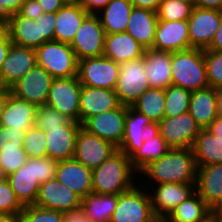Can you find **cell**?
<instances>
[{"instance_id": "obj_1", "label": "cell", "mask_w": 222, "mask_h": 222, "mask_svg": "<svg viewBox=\"0 0 222 222\" xmlns=\"http://www.w3.org/2000/svg\"><path fill=\"white\" fill-rule=\"evenodd\" d=\"M163 183H196L197 166L192 148L170 149L164 156L151 162L140 173Z\"/></svg>"}, {"instance_id": "obj_2", "label": "cell", "mask_w": 222, "mask_h": 222, "mask_svg": "<svg viewBox=\"0 0 222 222\" xmlns=\"http://www.w3.org/2000/svg\"><path fill=\"white\" fill-rule=\"evenodd\" d=\"M138 173L130 158L116 150L100 166L92 170V189L97 194L120 195L136 185L134 175ZM133 175V176H132Z\"/></svg>"}, {"instance_id": "obj_3", "label": "cell", "mask_w": 222, "mask_h": 222, "mask_svg": "<svg viewBox=\"0 0 222 222\" xmlns=\"http://www.w3.org/2000/svg\"><path fill=\"white\" fill-rule=\"evenodd\" d=\"M172 85L189 91L209 87L204 50L190 48L172 52Z\"/></svg>"}, {"instance_id": "obj_4", "label": "cell", "mask_w": 222, "mask_h": 222, "mask_svg": "<svg viewBox=\"0 0 222 222\" xmlns=\"http://www.w3.org/2000/svg\"><path fill=\"white\" fill-rule=\"evenodd\" d=\"M36 58L54 79L78 76V60L67 43L47 41L36 49Z\"/></svg>"}, {"instance_id": "obj_5", "label": "cell", "mask_w": 222, "mask_h": 222, "mask_svg": "<svg viewBox=\"0 0 222 222\" xmlns=\"http://www.w3.org/2000/svg\"><path fill=\"white\" fill-rule=\"evenodd\" d=\"M145 184H136L129 191L118 195L116 209L110 222H153L155 216Z\"/></svg>"}, {"instance_id": "obj_6", "label": "cell", "mask_w": 222, "mask_h": 222, "mask_svg": "<svg viewBox=\"0 0 222 222\" xmlns=\"http://www.w3.org/2000/svg\"><path fill=\"white\" fill-rule=\"evenodd\" d=\"M144 68V56L120 64L119 77L114 90L121 105L131 106L143 92L150 88Z\"/></svg>"}, {"instance_id": "obj_7", "label": "cell", "mask_w": 222, "mask_h": 222, "mask_svg": "<svg viewBox=\"0 0 222 222\" xmlns=\"http://www.w3.org/2000/svg\"><path fill=\"white\" fill-rule=\"evenodd\" d=\"M120 72V64L105 56L78 61V78L82 86L114 90Z\"/></svg>"}, {"instance_id": "obj_8", "label": "cell", "mask_w": 222, "mask_h": 222, "mask_svg": "<svg viewBox=\"0 0 222 222\" xmlns=\"http://www.w3.org/2000/svg\"><path fill=\"white\" fill-rule=\"evenodd\" d=\"M81 87L78 76L55 78L45 105L58 110L71 120L79 122Z\"/></svg>"}, {"instance_id": "obj_9", "label": "cell", "mask_w": 222, "mask_h": 222, "mask_svg": "<svg viewBox=\"0 0 222 222\" xmlns=\"http://www.w3.org/2000/svg\"><path fill=\"white\" fill-rule=\"evenodd\" d=\"M105 30L95 14H89L69 44L78 61L103 56Z\"/></svg>"}, {"instance_id": "obj_10", "label": "cell", "mask_w": 222, "mask_h": 222, "mask_svg": "<svg viewBox=\"0 0 222 222\" xmlns=\"http://www.w3.org/2000/svg\"><path fill=\"white\" fill-rule=\"evenodd\" d=\"M158 124L161 137L171 149L192 148L202 129L189 112L164 117Z\"/></svg>"}, {"instance_id": "obj_11", "label": "cell", "mask_w": 222, "mask_h": 222, "mask_svg": "<svg viewBox=\"0 0 222 222\" xmlns=\"http://www.w3.org/2000/svg\"><path fill=\"white\" fill-rule=\"evenodd\" d=\"M159 133V124L152 122L147 116L127 106L123 140L117 148L129 158L141 148L144 141Z\"/></svg>"}, {"instance_id": "obj_12", "label": "cell", "mask_w": 222, "mask_h": 222, "mask_svg": "<svg viewBox=\"0 0 222 222\" xmlns=\"http://www.w3.org/2000/svg\"><path fill=\"white\" fill-rule=\"evenodd\" d=\"M222 11L194 6L188 18V35L191 48L205 50L221 24Z\"/></svg>"}, {"instance_id": "obj_13", "label": "cell", "mask_w": 222, "mask_h": 222, "mask_svg": "<svg viewBox=\"0 0 222 222\" xmlns=\"http://www.w3.org/2000/svg\"><path fill=\"white\" fill-rule=\"evenodd\" d=\"M126 116L127 106L120 105L112 111L91 116L82 127L118 148L123 140Z\"/></svg>"}, {"instance_id": "obj_14", "label": "cell", "mask_w": 222, "mask_h": 222, "mask_svg": "<svg viewBox=\"0 0 222 222\" xmlns=\"http://www.w3.org/2000/svg\"><path fill=\"white\" fill-rule=\"evenodd\" d=\"M53 79L43 67L35 65L10 90L18 98L39 107L46 104Z\"/></svg>"}, {"instance_id": "obj_15", "label": "cell", "mask_w": 222, "mask_h": 222, "mask_svg": "<svg viewBox=\"0 0 222 222\" xmlns=\"http://www.w3.org/2000/svg\"><path fill=\"white\" fill-rule=\"evenodd\" d=\"M117 150L112 143L89 133L82 126L78 130L74 159L93 170Z\"/></svg>"}, {"instance_id": "obj_16", "label": "cell", "mask_w": 222, "mask_h": 222, "mask_svg": "<svg viewBox=\"0 0 222 222\" xmlns=\"http://www.w3.org/2000/svg\"><path fill=\"white\" fill-rule=\"evenodd\" d=\"M82 198L56 178L41 183L36 206L66 213L81 207Z\"/></svg>"}, {"instance_id": "obj_17", "label": "cell", "mask_w": 222, "mask_h": 222, "mask_svg": "<svg viewBox=\"0 0 222 222\" xmlns=\"http://www.w3.org/2000/svg\"><path fill=\"white\" fill-rule=\"evenodd\" d=\"M196 183H163L157 184L154 191H148L153 212L156 217H167L183 201L192 196Z\"/></svg>"}, {"instance_id": "obj_18", "label": "cell", "mask_w": 222, "mask_h": 222, "mask_svg": "<svg viewBox=\"0 0 222 222\" xmlns=\"http://www.w3.org/2000/svg\"><path fill=\"white\" fill-rule=\"evenodd\" d=\"M35 65V49L12 44L0 71V86L10 89Z\"/></svg>"}, {"instance_id": "obj_19", "label": "cell", "mask_w": 222, "mask_h": 222, "mask_svg": "<svg viewBox=\"0 0 222 222\" xmlns=\"http://www.w3.org/2000/svg\"><path fill=\"white\" fill-rule=\"evenodd\" d=\"M195 191L211 210H222V163L197 168Z\"/></svg>"}, {"instance_id": "obj_20", "label": "cell", "mask_w": 222, "mask_h": 222, "mask_svg": "<svg viewBox=\"0 0 222 222\" xmlns=\"http://www.w3.org/2000/svg\"><path fill=\"white\" fill-rule=\"evenodd\" d=\"M120 105L115 90L82 86L79 123L82 125L91 116L112 111Z\"/></svg>"}, {"instance_id": "obj_21", "label": "cell", "mask_w": 222, "mask_h": 222, "mask_svg": "<svg viewBox=\"0 0 222 222\" xmlns=\"http://www.w3.org/2000/svg\"><path fill=\"white\" fill-rule=\"evenodd\" d=\"M82 125L71 120L60 128L48 129L46 135L47 156L53 160L72 159L75 154L78 130Z\"/></svg>"}, {"instance_id": "obj_22", "label": "cell", "mask_w": 222, "mask_h": 222, "mask_svg": "<svg viewBox=\"0 0 222 222\" xmlns=\"http://www.w3.org/2000/svg\"><path fill=\"white\" fill-rule=\"evenodd\" d=\"M152 48L171 53L190 49L187 20H158Z\"/></svg>"}, {"instance_id": "obj_23", "label": "cell", "mask_w": 222, "mask_h": 222, "mask_svg": "<svg viewBox=\"0 0 222 222\" xmlns=\"http://www.w3.org/2000/svg\"><path fill=\"white\" fill-rule=\"evenodd\" d=\"M55 178L82 199L93 192L92 170L74 158L58 161Z\"/></svg>"}, {"instance_id": "obj_24", "label": "cell", "mask_w": 222, "mask_h": 222, "mask_svg": "<svg viewBox=\"0 0 222 222\" xmlns=\"http://www.w3.org/2000/svg\"><path fill=\"white\" fill-rule=\"evenodd\" d=\"M145 75L151 88L166 89L172 85V53L147 48L144 52Z\"/></svg>"}, {"instance_id": "obj_25", "label": "cell", "mask_w": 222, "mask_h": 222, "mask_svg": "<svg viewBox=\"0 0 222 222\" xmlns=\"http://www.w3.org/2000/svg\"><path fill=\"white\" fill-rule=\"evenodd\" d=\"M7 180L23 207L35 204L40 183L35 178L34 158H27L26 163L9 174Z\"/></svg>"}, {"instance_id": "obj_26", "label": "cell", "mask_w": 222, "mask_h": 222, "mask_svg": "<svg viewBox=\"0 0 222 222\" xmlns=\"http://www.w3.org/2000/svg\"><path fill=\"white\" fill-rule=\"evenodd\" d=\"M145 48L127 32L106 34L103 56L124 63L144 56Z\"/></svg>"}, {"instance_id": "obj_27", "label": "cell", "mask_w": 222, "mask_h": 222, "mask_svg": "<svg viewBox=\"0 0 222 222\" xmlns=\"http://www.w3.org/2000/svg\"><path fill=\"white\" fill-rule=\"evenodd\" d=\"M36 106L10 93L0 125L27 131L35 125Z\"/></svg>"}, {"instance_id": "obj_28", "label": "cell", "mask_w": 222, "mask_h": 222, "mask_svg": "<svg viewBox=\"0 0 222 222\" xmlns=\"http://www.w3.org/2000/svg\"><path fill=\"white\" fill-rule=\"evenodd\" d=\"M157 12L133 7L126 32L145 49L152 48L157 29Z\"/></svg>"}, {"instance_id": "obj_29", "label": "cell", "mask_w": 222, "mask_h": 222, "mask_svg": "<svg viewBox=\"0 0 222 222\" xmlns=\"http://www.w3.org/2000/svg\"><path fill=\"white\" fill-rule=\"evenodd\" d=\"M9 24V36L14 45L37 49L42 45L40 17L31 19L14 14Z\"/></svg>"}, {"instance_id": "obj_30", "label": "cell", "mask_w": 222, "mask_h": 222, "mask_svg": "<svg viewBox=\"0 0 222 222\" xmlns=\"http://www.w3.org/2000/svg\"><path fill=\"white\" fill-rule=\"evenodd\" d=\"M88 15L81 5H64L56 12L54 40L70 44Z\"/></svg>"}, {"instance_id": "obj_31", "label": "cell", "mask_w": 222, "mask_h": 222, "mask_svg": "<svg viewBox=\"0 0 222 222\" xmlns=\"http://www.w3.org/2000/svg\"><path fill=\"white\" fill-rule=\"evenodd\" d=\"M217 89L207 87L191 91L189 113L201 128H207L217 117Z\"/></svg>"}, {"instance_id": "obj_32", "label": "cell", "mask_w": 222, "mask_h": 222, "mask_svg": "<svg viewBox=\"0 0 222 222\" xmlns=\"http://www.w3.org/2000/svg\"><path fill=\"white\" fill-rule=\"evenodd\" d=\"M197 168L222 163V139L202 128L192 147Z\"/></svg>"}, {"instance_id": "obj_33", "label": "cell", "mask_w": 222, "mask_h": 222, "mask_svg": "<svg viewBox=\"0 0 222 222\" xmlns=\"http://www.w3.org/2000/svg\"><path fill=\"white\" fill-rule=\"evenodd\" d=\"M133 7L130 0H111L104 9L98 12L97 16L105 33L126 32Z\"/></svg>"}, {"instance_id": "obj_34", "label": "cell", "mask_w": 222, "mask_h": 222, "mask_svg": "<svg viewBox=\"0 0 222 222\" xmlns=\"http://www.w3.org/2000/svg\"><path fill=\"white\" fill-rule=\"evenodd\" d=\"M118 195L90 193L81 200V208L90 222H110Z\"/></svg>"}, {"instance_id": "obj_35", "label": "cell", "mask_w": 222, "mask_h": 222, "mask_svg": "<svg viewBox=\"0 0 222 222\" xmlns=\"http://www.w3.org/2000/svg\"><path fill=\"white\" fill-rule=\"evenodd\" d=\"M211 211L205 201L195 192L175 207L166 218L170 222H200L206 219Z\"/></svg>"}, {"instance_id": "obj_36", "label": "cell", "mask_w": 222, "mask_h": 222, "mask_svg": "<svg viewBox=\"0 0 222 222\" xmlns=\"http://www.w3.org/2000/svg\"><path fill=\"white\" fill-rule=\"evenodd\" d=\"M131 107L147 116L152 122L159 123L164 118L165 90L150 87L139 96Z\"/></svg>"}, {"instance_id": "obj_37", "label": "cell", "mask_w": 222, "mask_h": 222, "mask_svg": "<svg viewBox=\"0 0 222 222\" xmlns=\"http://www.w3.org/2000/svg\"><path fill=\"white\" fill-rule=\"evenodd\" d=\"M170 149L171 148L161 137L160 133H158L153 138L144 141L141 148L130 157L131 165L139 174L146 166L160 159Z\"/></svg>"}, {"instance_id": "obj_38", "label": "cell", "mask_w": 222, "mask_h": 222, "mask_svg": "<svg viewBox=\"0 0 222 222\" xmlns=\"http://www.w3.org/2000/svg\"><path fill=\"white\" fill-rule=\"evenodd\" d=\"M191 91L170 85L165 89L164 117H175L189 111Z\"/></svg>"}, {"instance_id": "obj_39", "label": "cell", "mask_w": 222, "mask_h": 222, "mask_svg": "<svg viewBox=\"0 0 222 222\" xmlns=\"http://www.w3.org/2000/svg\"><path fill=\"white\" fill-rule=\"evenodd\" d=\"M193 5L179 0H162L157 10L158 20L180 21L188 20Z\"/></svg>"}, {"instance_id": "obj_40", "label": "cell", "mask_w": 222, "mask_h": 222, "mask_svg": "<svg viewBox=\"0 0 222 222\" xmlns=\"http://www.w3.org/2000/svg\"><path fill=\"white\" fill-rule=\"evenodd\" d=\"M70 121V118L50 106L42 105L36 108L35 125L45 133L48 129L60 128Z\"/></svg>"}, {"instance_id": "obj_41", "label": "cell", "mask_w": 222, "mask_h": 222, "mask_svg": "<svg viewBox=\"0 0 222 222\" xmlns=\"http://www.w3.org/2000/svg\"><path fill=\"white\" fill-rule=\"evenodd\" d=\"M46 135L36 125L26 131L23 149L27 158H40L47 156Z\"/></svg>"}, {"instance_id": "obj_42", "label": "cell", "mask_w": 222, "mask_h": 222, "mask_svg": "<svg viewBox=\"0 0 222 222\" xmlns=\"http://www.w3.org/2000/svg\"><path fill=\"white\" fill-rule=\"evenodd\" d=\"M22 222H63L64 213L36 205L24 206L20 213Z\"/></svg>"}, {"instance_id": "obj_43", "label": "cell", "mask_w": 222, "mask_h": 222, "mask_svg": "<svg viewBox=\"0 0 222 222\" xmlns=\"http://www.w3.org/2000/svg\"><path fill=\"white\" fill-rule=\"evenodd\" d=\"M207 81L210 87H222V51L204 50Z\"/></svg>"}, {"instance_id": "obj_44", "label": "cell", "mask_w": 222, "mask_h": 222, "mask_svg": "<svg viewBox=\"0 0 222 222\" xmlns=\"http://www.w3.org/2000/svg\"><path fill=\"white\" fill-rule=\"evenodd\" d=\"M27 160L23 147L0 150V164L7 175L17 171Z\"/></svg>"}, {"instance_id": "obj_45", "label": "cell", "mask_w": 222, "mask_h": 222, "mask_svg": "<svg viewBox=\"0 0 222 222\" xmlns=\"http://www.w3.org/2000/svg\"><path fill=\"white\" fill-rule=\"evenodd\" d=\"M23 206L16 199L13 189L6 180L0 183V215L20 214Z\"/></svg>"}, {"instance_id": "obj_46", "label": "cell", "mask_w": 222, "mask_h": 222, "mask_svg": "<svg viewBox=\"0 0 222 222\" xmlns=\"http://www.w3.org/2000/svg\"><path fill=\"white\" fill-rule=\"evenodd\" d=\"M58 161L48 156L34 158L35 178L38 182L44 183L56 177Z\"/></svg>"}, {"instance_id": "obj_47", "label": "cell", "mask_w": 222, "mask_h": 222, "mask_svg": "<svg viewBox=\"0 0 222 222\" xmlns=\"http://www.w3.org/2000/svg\"><path fill=\"white\" fill-rule=\"evenodd\" d=\"M26 131L0 125V150L23 147Z\"/></svg>"}, {"instance_id": "obj_48", "label": "cell", "mask_w": 222, "mask_h": 222, "mask_svg": "<svg viewBox=\"0 0 222 222\" xmlns=\"http://www.w3.org/2000/svg\"><path fill=\"white\" fill-rule=\"evenodd\" d=\"M56 22V13H43L40 16V29L42 35V44L54 40V30Z\"/></svg>"}, {"instance_id": "obj_49", "label": "cell", "mask_w": 222, "mask_h": 222, "mask_svg": "<svg viewBox=\"0 0 222 222\" xmlns=\"http://www.w3.org/2000/svg\"><path fill=\"white\" fill-rule=\"evenodd\" d=\"M26 0H0V22L9 23Z\"/></svg>"}, {"instance_id": "obj_50", "label": "cell", "mask_w": 222, "mask_h": 222, "mask_svg": "<svg viewBox=\"0 0 222 222\" xmlns=\"http://www.w3.org/2000/svg\"><path fill=\"white\" fill-rule=\"evenodd\" d=\"M18 13L27 18L37 19L44 13V11L37 0H26L21 5Z\"/></svg>"}, {"instance_id": "obj_51", "label": "cell", "mask_w": 222, "mask_h": 222, "mask_svg": "<svg viewBox=\"0 0 222 222\" xmlns=\"http://www.w3.org/2000/svg\"><path fill=\"white\" fill-rule=\"evenodd\" d=\"M111 0H80V5L89 13L97 15Z\"/></svg>"}, {"instance_id": "obj_52", "label": "cell", "mask_w": 222, "mask_h": 222, "mask_svg": "<svg viewBox=\"0 0 222 222\" xmlns=\"http://www.w3.org/2000/svg\"><path fill=\"white\" fill-rule=\"evenodd\" d=\"M63 222H90L84 210L79 207L64 213Z\"/></svg>"}, {"instance_id": "obj_53", "label": "cell", "mask_w": 222, "mask_h": 222, "mask_svg": "<svg viewBox=\"0 0 222 222\" xmlns=\"http://www.w3.org/2000/svg\"><path fill=\"white\" fill-rule=\"evenodd\" d=\"M12 44L9 36V24L0 22V49H10Z\"/></svg>"}, {"instance_id": "obj_54", "label": "cell", "mask_w": 222, "mask_h": 222, "mask_svg": "<svg viewBox=\"0 0 222 222\" xmlns=\"http://www.w3.org/2000/svg\"><path fill=\"white\" fill-rule=\"evenodd\" d=\"M44 13H56L64 5L61 0H37Z\"/></svg>"}, {"instance_id": "obj_55", "label": "cell", "mask_w": 222, "mask_h": 222, "mask_svg": "<svg viewBox=\"0 0 222 222\" xmlns=\"http://www.w3.org/2000/svg\"><path fill=\"white\" fill-rule=\"evenodd\" d=\"M135 8L149 9L157 12L162 0H130Z\"/></svg>"}, {"instance_id": "obj_56", "label": "cell", "mask_w": 222, "mask_h": 222, "mask_svg": "<svg viewBox=\"0 0 222 222\" xmlns=\"http://www.w3.org/2000/svg\"><path fill=\"white\" fill-rule=\"evenodd\" d=\"M195 6L222 11V0H196Z\"/></svg>"}, {"instance_id": "obj_57", "label": "cell", "mask_w": 222, "mask_h": 222, "mask_svg": "<svg viewBox=\"0 0 222 222\" xmlns=\"http://www.w3.org/2000/svg\"><path fill=\"white\" fill-rule=\"evenodd\" d=\"M205 50L222 51V18L221 24L216 31L213 40L210 43V46Z\"/></svg>"}, {"instance_id": "obj_58", "label": "cell", "mask_w": 222, "mask_h": 222, "mask_svg": "<svg viewBox=\"0 0 222 222\" xmlns=\"http://www.w3.org/2000/svg\"><path fill=\"white\" fill-rule=\"evenodd\" d=\"M215 136L222 139V117H216L207 127Z\"/></svg>"}, {"instance_id": "obj_59", "label": "cell", "mask_w": 222, "mask_h": 222, "mask_svg": "<svg viewBox=\"0 0 222 222\" xmlns=\"http://www.w3.org/2000/svg\"><path fill=\"white\" fill-rule=\"evenodd\" d=\"M11 90L0 86V119L4 112Z\"/></svg>"}, {"instance_id": "obj_60", "label": "cell", "mask_w": 222, "mask_h": 222, "mask_svg": "<svg viewBox=\"0 0 222 222\" xmlns=\"http://www.w3.org/2000/svg\"><path fill=\"white\" fill-rule=\"evenodd\" d=\"M0 222H22L20 214L0 215Z\"/></svg>"}, {"instance_id": "obj_61", "label": "cell", "mask_w": 222, "mask_h": 222, "mask_svg": "<svg viewBox=\"0 0 222 222\" xmlns=\"http://www.w3.org/2000/svg\"><path fill=\"white\" fill-rule=\"evenodd\" d=\"M216 109H217V117H222V87L217 88Z\"/></svg>"}, {"instance_id": "obj_62", "label": "cell", "mask_w": 222, "mask_h": 222, "mask_svg": "<svg viewBox=\"0 0 222 222\" xmlns=\"http://www.w3.org/2000/svg\"><path fill=\"white\" fill-rule=\"evenodd\" d=\"M211 222H222V210L211 211Z\"/></svg>"}, {"instance_id": "obj_63", "label": "cell", "mask_w": 222, "mask_h": 222, "mask_svg": "<svg viewBox=\"0 0 222 222\" xmlns=\"http://www.w3.org/2000/svg\"><path fill=\"white\" fill-rule=\"evenodd\" d=\"M8 52H9V49H0V71H1L2 65L7 57Z\"/></svg>"}, {"instance_id": "obj_64", "label": "cell", "mask_w": 222, "mask_h": 222, "mask_svg": "<svg viewBox=\"0 0 222 222\" xmlns=\"http://www.w3.org/2000/svg\"><path fill=\"white\" fill-rule=\"evenodd\" d=\"M8 178V175L6 174L4 168L0 164V183L6 181Z\"/></svg>"}, {"instance_id": "obj_65", "label": "cell", "mask_w": 222, "mask_h": 222, "mask_svg": "<svg viewBox=\"0 0 222 222\" xmlns=\"http://www.w3.org/2000/svg\"><path fill=\"white\" fill-rule=\"evenodd\" d=\"M63 5H80V0H61Z\"/></svg>"}, {"instance_id": "obj_66", "label": "cell", "mask_w": 222, "mask_h": 222, "mask_svg": "<svg viewBox=\"0 0 222 222\" xmlns=\"http://www.w3.org/2000/svg\"><path fill=\"white\" fill-rule=\"evenodd\" d=\"M153 222H170L166 217H157Z\"/></svg>"}, {"instance_id": "obj_67", "label": "cell", "mask_w": 222, "mask_h": 222, "mask_svg": "<svg viewBox=\"0 0 222 222\" xmlns=\"http://www.w3.org/2000/svg\"><path fill=\"white\" fill-rule=\"evenodd\" d=\"M179 1H184V2L190 3L193 6H195V4H196V0H179Z\"/></svg>"}, {"instance_id": "obj_68", "label": "cell", "mask_w": 222, "mask_h": 222, "mask_svg": "<svg viewBox=\"0 0 222 222\" xmlns=\"http://www.w3.org/2000/svg\"><path fill=\"white\" fill-rule=\"evenodd\" d=\"M200 222H211V213L206 219H204L203 221H200Z\"/></svg>"}]
</instances>
